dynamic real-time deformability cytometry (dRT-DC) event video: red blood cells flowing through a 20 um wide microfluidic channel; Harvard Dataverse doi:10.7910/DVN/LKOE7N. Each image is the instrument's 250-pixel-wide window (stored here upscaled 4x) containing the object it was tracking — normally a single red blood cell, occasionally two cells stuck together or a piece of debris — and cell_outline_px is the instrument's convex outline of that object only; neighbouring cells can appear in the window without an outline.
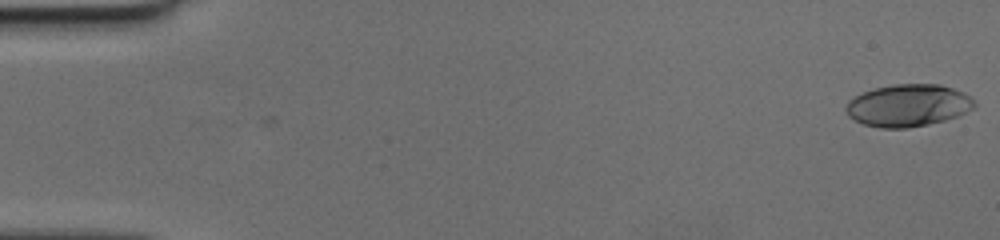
{"species": "human", "species_latin": "Homo sapiens", "temperature_condition": "cold", "stored_images_in_passage": 51, "camera_frame_rate_fps": 3000, "um_per_image_px": 0.085, "donor": {"sex": "female"}, "frame": {"image": 1, "passage_image": 1, "time_ms": 0.0, "image_size_px": [1000, 240], "cell_outline_px": [[976, 104], [972, 108], [956, 116], [944, 120], [928, 124], [908, 128], [880, 128], [864, 124], [848, 116], [844, 108], [848, 100], [864, 92], [876, 88], [892, 84], [940, 84], [964, 92], [972, 96]], "centroid_in_image_um": [77.18, 8.95], "position_along_channel_um": 7.8, "area_um2": 31.56}}
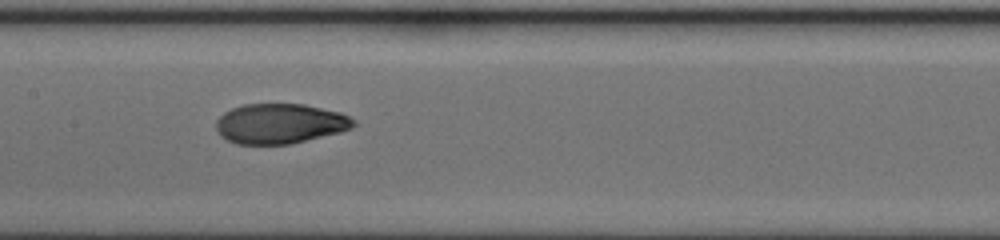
{"frame": {"image": 2, "passage_image": 26, "time_ms": 8.333, "image_size_px": [1000, 240], "cell_outline_px": [[356, 124], [352, 128], [340, 132], [288, 144], [236, 144], [220, 136], [216, 128], [216, 120], [224, 112], [232, 108], [244, 104], [304, 104], [340, 112], [356, 120]], "centroid_in_image_um": [23.79, 10.5], "position_along_channel_um": 183.6, "area_um2": 32.02}}
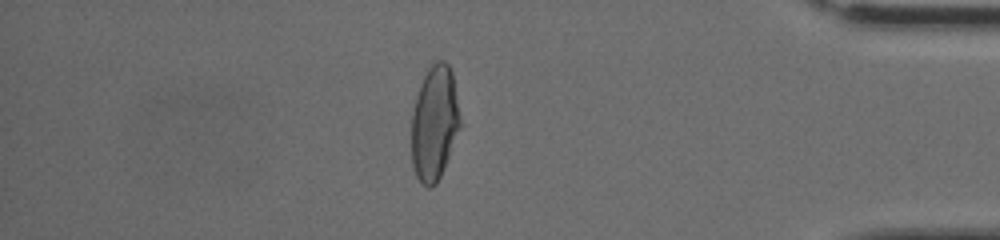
{"frame": {"image": 3, "passage_image": 44, "time_ms": 14.333, "image_size_px": [1000, 240], "cell_outline_px": [[460, 128], [440, 176], [436, 184], [432, 188], [428, 188], [416, 176], [412, 164], [412, 112], [416, 96], [420, 84], [428, 68], [436, 60], [444, 60], [448, 64], [452, 72], [460, 116]], "centroid_in_image_um": [36.92, 10.44], "position_along_channel_um": 398.3, "area_um2": 32.31}}